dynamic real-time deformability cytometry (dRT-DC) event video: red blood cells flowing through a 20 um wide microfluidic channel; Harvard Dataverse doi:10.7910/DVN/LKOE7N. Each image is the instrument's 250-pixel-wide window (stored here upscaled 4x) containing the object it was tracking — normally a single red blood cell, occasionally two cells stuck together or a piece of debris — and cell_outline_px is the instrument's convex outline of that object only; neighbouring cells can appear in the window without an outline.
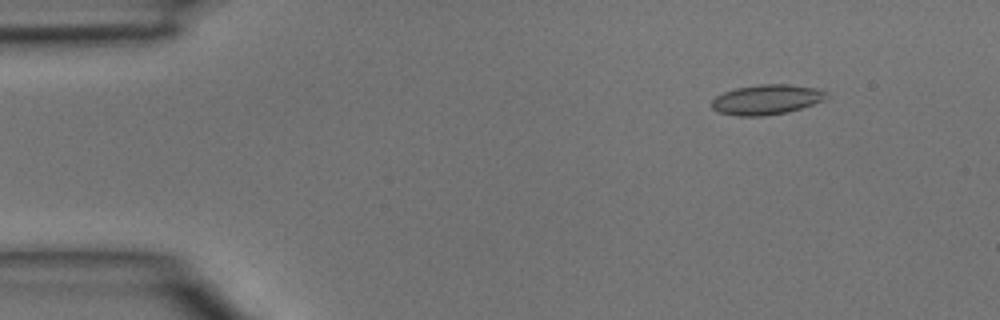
{"species": "common noctule bat (a hibernating species)", "species_latin": "Nyctalus noctula", "temperature_condition": "room temperature", "stored_images_in_passage": 4, "camera_frame_rate_fps": 3000, "um_per_image_px": 0.085, "animal": {"sex": "male", "body_mass_g": 15.6}, "frame": {"image": 1, "passage_image": 2, "time_ms": 0.333, "image_size_px": [1000, 320], "cell_outline_px": [[828, 92], [824, 100], [788, 112], [764, 116], [736, 116], [720, 112], [712, 108], [712, 100], [716, 96], [724, 92], [736, 88], [760, 84], [788, 84], [816, 88]], "centroid_in_image_um": [65.15, 8.46], "position_along_channel_um": 19.8, "area_um2": 19.94}}
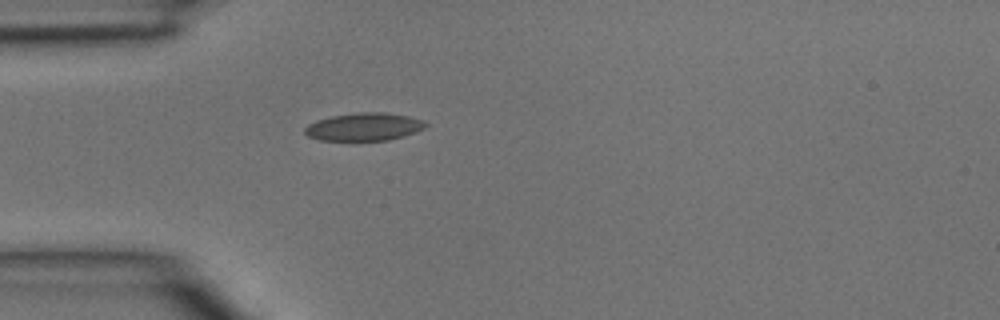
{"frame": {"image": 2, "passage_image": 4, "time_ms": 1.0, "image_size_px": [1000, 320], "cell_outline_px": [[428, 124], [424, 128], [416, 132], [404, 136], [388, 140], [320, 140], [308, 136], [304, 132], [304, 128], [308, 124], [316, 120], [332, 116], [360, 112], [384, 112], [408, 116], [420, 120]], "centroid_in_image_um": [30.93, 10.78], "position_along_channel_um": 54.1, "area_um2": 19.48}}